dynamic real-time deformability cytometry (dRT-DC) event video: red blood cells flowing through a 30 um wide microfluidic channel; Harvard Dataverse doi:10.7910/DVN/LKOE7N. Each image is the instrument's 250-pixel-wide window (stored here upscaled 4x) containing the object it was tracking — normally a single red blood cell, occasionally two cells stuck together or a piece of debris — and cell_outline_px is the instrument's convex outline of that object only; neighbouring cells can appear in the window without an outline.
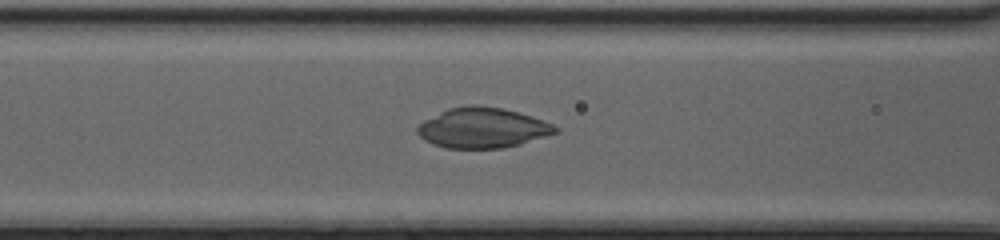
{"species": "common noctule bat (a hibernating species)", "species_latin": "Nyctalus noctula", "temperature_condition": "cold", "stored_images_in_passage": 53, "camera_frame_rate_fps": 3000, "um_per_image_px": 0.085, "animal": {"sex": "female", "body_mass_g": 20.0, "forearm_length_mm": 54.0}, "frame": {"image": 1, "passage_image": 25, "time_ms": 8.0, "image_size_px": [1000, 240], "cell_outline_px": [[560, 132], [520, 144], [504, 148], [444, 148], [432, 144], [424, 140], [416, 132], [416, 128], [424, 120], [448, 108], [468, 104], [476, 104], [504, 108], [520, 112], [552, 124], [560, 128]], "centroid_in_image_um": [41.02, 10.86], "position_along_channel_um": 125.6, "area_um2": 32.66}}
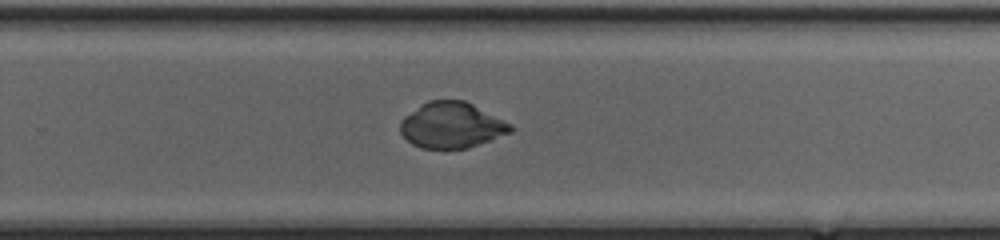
{"frame": {"image": 2, "passage_image": 37, "time_ms": 12.0, "image_size_px": [1000, 240], "cell_outline_px": [[516, 128], [512, 132], [468, 148], [420, 148], [412, 144], [400, 132], [400, 120], [404, 116], [428, 100], [464, 100], [512, 124]], "centroid_in_image_um": [38.39, 10.64], "position_along_channel_um": 291.4, "area_um2": 29.36}}
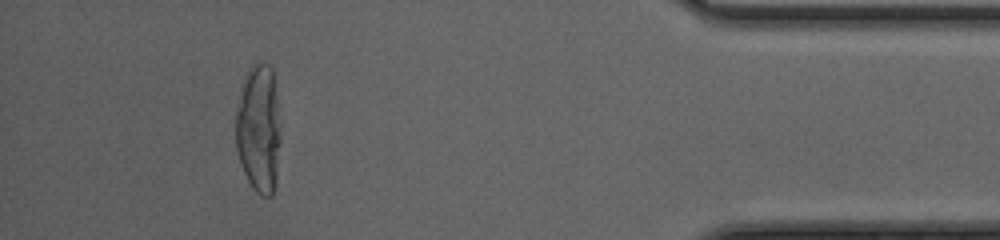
{"frame": {"image": 3, "passage_image": 49, "time_ms": 16.0, "image_size_px": [1000, 240], "cell_outline_px": [[280, 140], [276, 184], [272, 196], [260, 196], [252, 188], [240, 164], [236, 148], [236, 112], [244, 76], [252, 64], [268, 64], [272, 68], [276, 92], [280, 124]], "centroid_in_image_um": [22.0, 10.98], "position_along_channel_um": 413.2, "area_um2": 33.81}}